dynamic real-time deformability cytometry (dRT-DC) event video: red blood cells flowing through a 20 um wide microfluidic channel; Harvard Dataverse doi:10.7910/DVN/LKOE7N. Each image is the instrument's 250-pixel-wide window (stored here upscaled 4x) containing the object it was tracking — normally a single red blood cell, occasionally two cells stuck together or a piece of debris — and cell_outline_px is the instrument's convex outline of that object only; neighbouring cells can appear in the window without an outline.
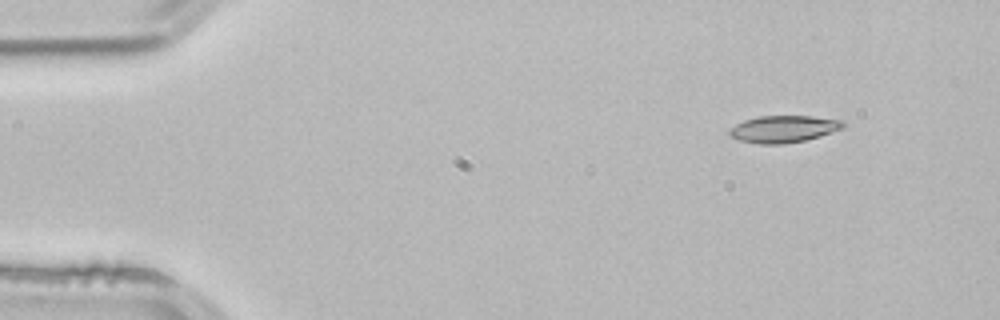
{"species": "common noctule bat (a hibernating species)", "species_latin": "Nyctalus noctula", "temperature_condition": "room temperature", "stored_images_in_passage": 3, "camera_frame_rate_fps": 3000, "um_per_image_px": 0.085, "animal": {"sex": "male", "body_mass_g": 21.5, "forearm_length_mm": 52.0}, "frame": {"image": 1, "passage_image": 1, "time_ms": 0.0, "image_size_px": [1000, 320], "cell_outline_px": [[844, 128], [820, 136], [804, 140], [784, 144], [760, 144], [740, 140], [728, 136], [728, 128], [744, 120], [760, 116], [812, 116], [840, 120], [844, 124]], "centroid_in_image_um": [66.56, 10.97], "position_along_channel_um": 18.4, "area_um2": 17.86}}
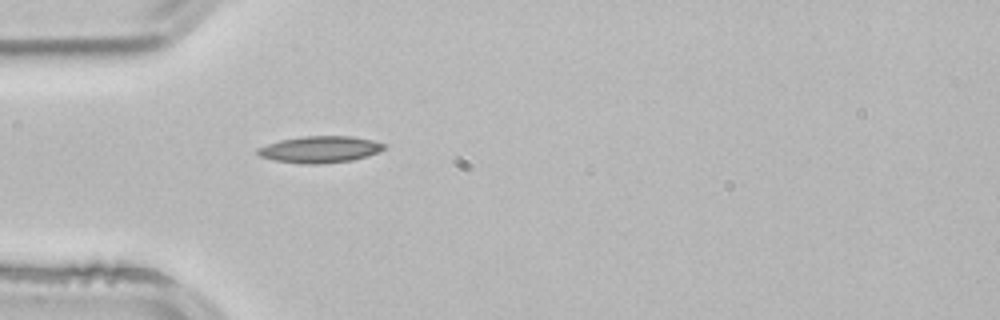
{"frame": {"image": 2, "passage_image": 3, "time_ms": 0.667, "image_size_px": [1000, 320], "cell_outline_px": [[384, 148], [380, 152], [352, 160], [320, 164], [304, 164], [276, 160], [260, 156], [256, 152], [256, 148], [280, 140], [304, 136], [352, 136], [372, 140], [384, 144]], "centroid_in_image_um": [27.19, 12.7], "position_along_channel_um": 57.8, "area_um2": 19.48}}